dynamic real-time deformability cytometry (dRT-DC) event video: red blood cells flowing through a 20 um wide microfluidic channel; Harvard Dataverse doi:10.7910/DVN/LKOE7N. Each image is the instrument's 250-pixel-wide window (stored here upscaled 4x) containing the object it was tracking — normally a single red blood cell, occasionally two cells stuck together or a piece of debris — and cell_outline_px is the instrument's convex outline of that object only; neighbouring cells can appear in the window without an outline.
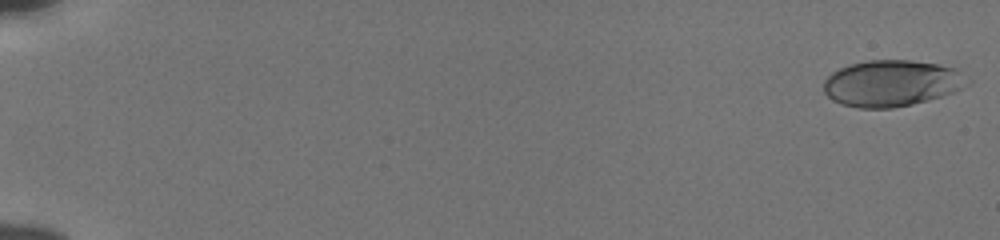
{"species": "human", "species_latin": "Homo sapiens", "temperature_condition": "cold", "stored_images_in_passage": 55, "camera_frame_rate_fps": 3000, "um_per_image_px": 0.085, "donor": {"sex": "male"}, "frame": {"image": 1, "passage_image": 1, "time_ms": 0.0, "image_size_px": [1000, 240], "cell_outline_px": [[972, 84], [956, 92], [928, 100], [912, 104], [892, 108], [860, 108], [840, 104], [832, 100], [824, 92], [824, 80], [832, 72], [848, 64], [868, 60], [908, 60], [940, 64], [956, 68], [972, 80]], "centroid_in_image_um": [75.85, 7.07], "position_along_channel_um": 9.2, "area_um2": 39.36}}
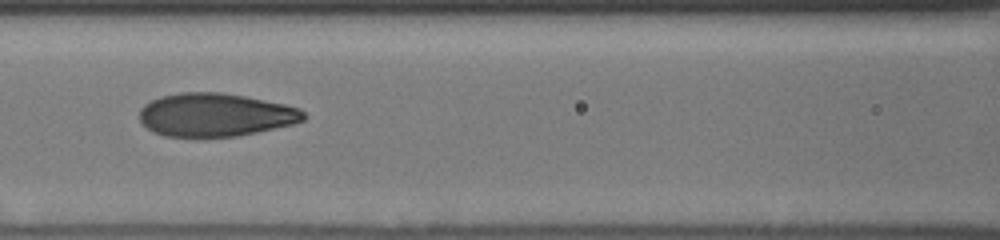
{"frame": {"image": 2, "passage_image": 27, "time_ms": 8.667, "image_size_px": [1000, 240], "cell_outline_px": [[308, 116], [304, 120], [292, 124], [256, 132], [236, 136], [164, 136], [152, 132], [140, 120], [140, 108], [144, 104], [160, 96], [180, 92], [220, 92], [244, 96], [284, 104], [300, 108]], "centroid_in_image_um": [18.3, 9.75], "position_along_channel_um": 148.3, "area_um2": 41.21}}
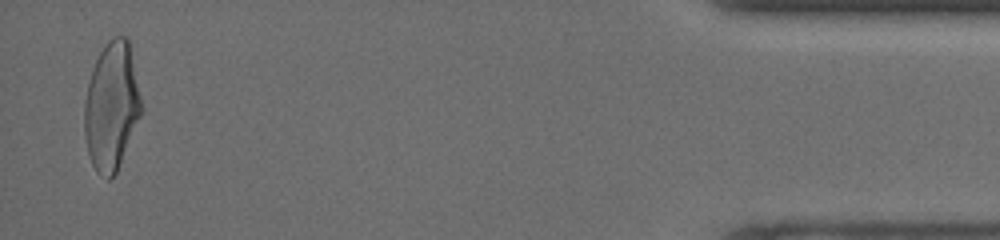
{"frame": {"image": 3, "passage_image": 54, "time_ms": 17.667, "image_size_px": [1000, 240], "cell_outline_px": [[140, 116], [116, 172], [108, 180], [100, 176], [96, 172], [92, 164], [88, 152], [84, 132], [84, 100], [92, 68], [104, 44], [112, 36], [128, 36], [140, 96]], "centroid_in_image_um": [9.45, 9.01], "position_along_channel_um": 425.7, "area_um2": 42.08}, "authors_computed_cell_mechanics": {"area_um2": 40.6334, "velocity_mm_per_s": 3.8603, "shape_relaxation_time_tau1_ms": 4.0989, "shape_relaxation_time_tau2_ms": 0.9213, "deformation_change_tau1": 0.1993, "deformation_change_tau2": 0.0762}}